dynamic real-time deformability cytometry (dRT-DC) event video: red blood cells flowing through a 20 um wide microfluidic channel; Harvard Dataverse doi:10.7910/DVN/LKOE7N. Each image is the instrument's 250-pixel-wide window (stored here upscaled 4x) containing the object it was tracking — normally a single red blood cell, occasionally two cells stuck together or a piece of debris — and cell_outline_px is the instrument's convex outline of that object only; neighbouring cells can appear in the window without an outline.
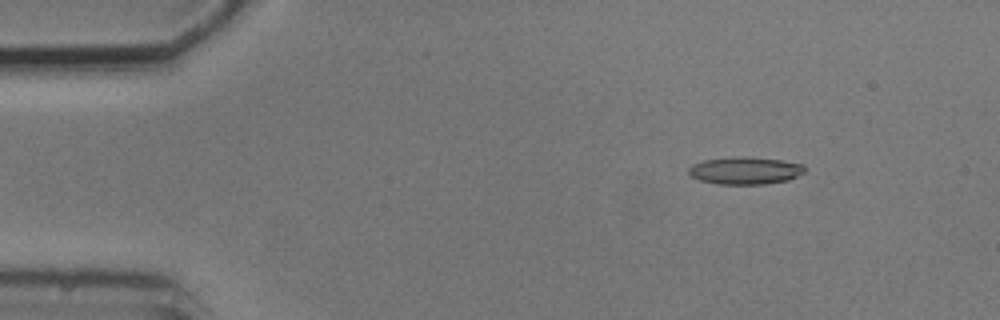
{"species": "common noctule bat (a hibernating species)", "species_latin": "Nyctalus noctula", "temperature_condition": "cold", "stored_images_in_passage": 7, "camera_frame_rate_fps": 3000, "um_per_image_px": 0.085, "animal": {"sex": "male", "body_mass_g": 20.5, "forearm_length_mm": 52.5}, "frame": {"image": 1, "passage_image": 2, "time_ms": 2.0, "image_size_px": [1000, 320], "cell_outline_px": [[804, 172], [788, 180], [764, 184], [716, 184], [700, 180], [692, 176], [688, 172], [688, 168], [692, 164], [704, 160], [736, 156], [748, 156], [780, 160], [804, 164]], "centroid_in_image_um": [63.32, 14.49], "position_along_channel_um": 21.7, "area_um2": 18.55}}
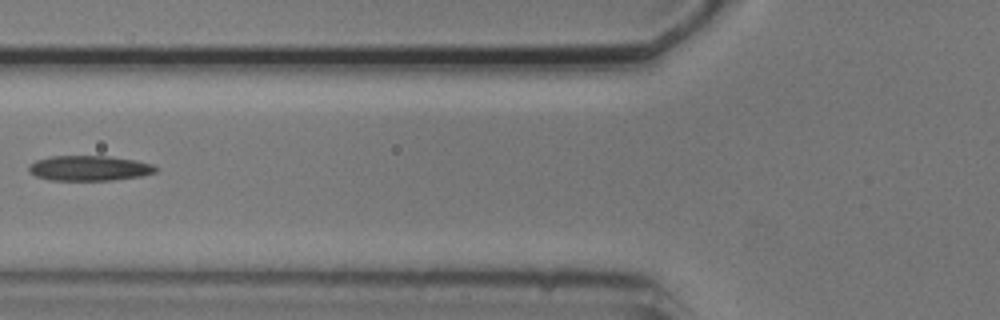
{"frame": {"image": 2, "passage_image": 6, "time_ms": 6.667, "image_size_px": [1000, 320], "cell_outline_px": [[156, 172], [140, 176], [112, 180], [48, 180], [36, 176], [28, 172], [28, 164], [36, 160], [52, 156], [108, 156], [136, 160], [152, 164], [156, 168]], "centroid_in_image_um": [7.54, 14.29], "position_along_channel_um": 118.3, "area_um2": 18.61}}
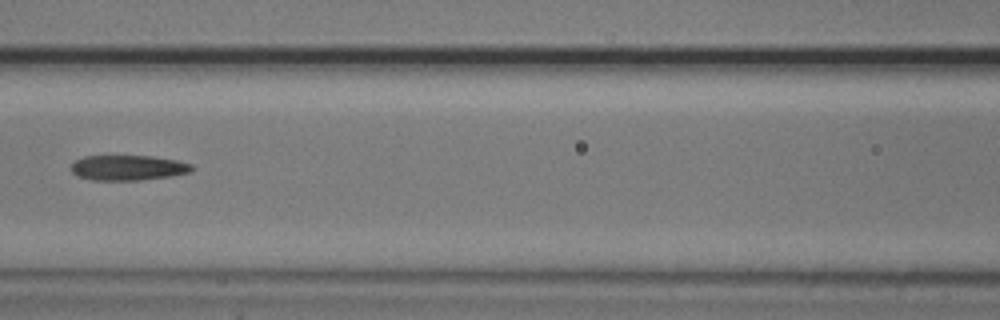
{"frame": {"image": 3, "passage_image": 7, "time_ms": 7.667, "image_size_px": [1000, 320], "cell_outline_px": [[192, 172], [168, 176], [140, 180], [92, 180], [76, 176], [72, 172], [72, 164], [76, 160], [84, 156], [152, 156], [176, 160], [192, 164]], "centroid_in_image_um": [10.87, 14.26], "position_along_channel_um": 155.7, "area_um2": 17.63}}